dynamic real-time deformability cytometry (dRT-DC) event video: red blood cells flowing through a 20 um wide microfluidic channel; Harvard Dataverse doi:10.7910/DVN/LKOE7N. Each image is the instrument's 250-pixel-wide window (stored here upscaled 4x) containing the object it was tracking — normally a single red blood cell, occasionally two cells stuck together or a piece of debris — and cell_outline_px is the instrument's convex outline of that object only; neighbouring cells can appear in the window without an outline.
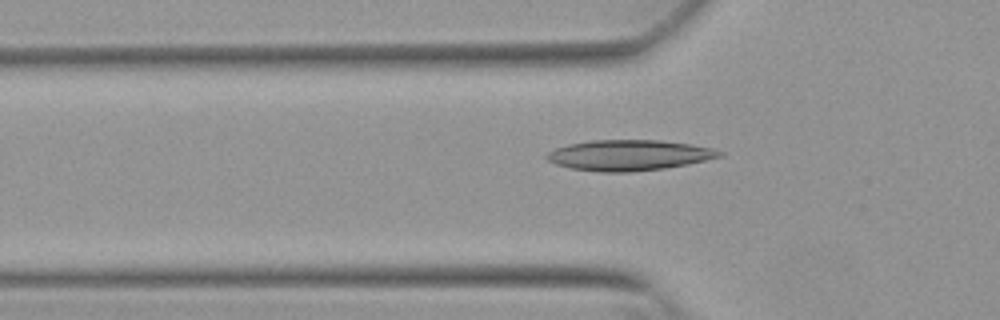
{"species": "Egyptian fruit bat (a non-hibernating species)", "species_latin": "Rousettus aegyptiacus", "temperature_condition": "warm", "stored_images_in_passage": 46, "camera_frame_rate_fps": 3000, "um_per_image_px": 0.085, "animal": {"sex": "female"}, "frame": {"image": 1, "passage_image": 12, "time_ms": 3.667, "image_size_px": [1000, 320], "cell_outline_px": [[724, 156], [688, 164], [664, 168], [628, 172], [600, 172], [572, 168], [556, 164], [548, 160], [544, 156], [548, 152], [556, 148], [568, 144], [592, 140], [660, 140], [688, 144], [712, 148], [724, 152]], "centroid_in_image_um": [53.47, 13.19], "position_along_channel_um": 72.3, "area_um2": 30.69}}
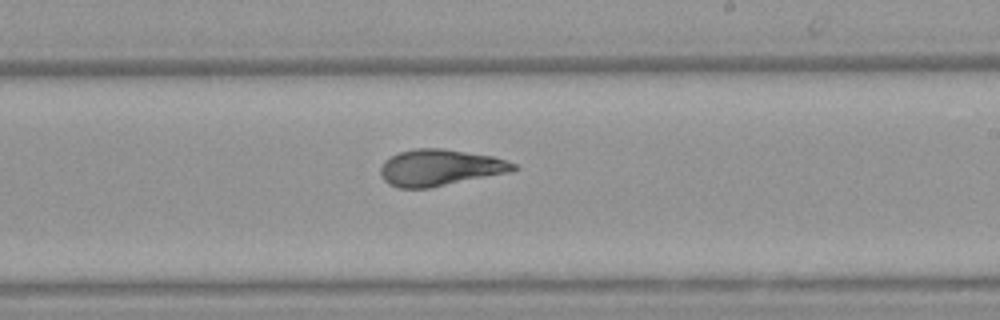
{"frame": {"image": 2, "passage_image": 26, "time_ms": 8.333, "image_size_px": [1000, 320], "cell_outline_px": [[520, 168], [508, 172], [428, 188], [400, 188], [388, 184], [384, 180], [380, 172], [380, 168], [384, 160], [400, 152], [416, 148], [440, 148], [492, 156], [516, 164]], "centroid_in_image_um": [37.36, 14.25], "position_along_channel_um": 251.6, "area_um2": 27.86}}
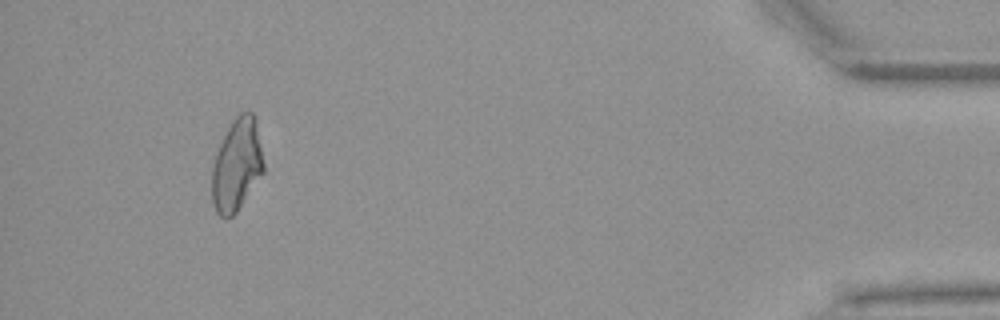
{"frame": {"image": 3, "passage_image": 44, "time_ms": 14.333, "image_size_px": [1000, 320], "cell_outline_px": [[264, 172], [236, 212], [228, 220], [220, 216], [216, 212], [212, 204], [212, 168], [216, 152], [232, 120], [240, 112], [248, 108], [252, 112], [256, 120], [264, 164]], "centroid_in_image_um": [20.13, 14.01], "position_along_channel_um": 415.1, "area_um2": 27.98}, "authors_computed_cell_mechanics": {"area_um2": 28.033, "velocity_mm_per_s": 3.8377, "shape_relaxation_time_tau1_ms": 6.6108, "shape_relaxation_time_tau2_ms": 1.5171, "deformation_change_tau1": 0.2082, "deformation_change_tau2": 0.0845}}